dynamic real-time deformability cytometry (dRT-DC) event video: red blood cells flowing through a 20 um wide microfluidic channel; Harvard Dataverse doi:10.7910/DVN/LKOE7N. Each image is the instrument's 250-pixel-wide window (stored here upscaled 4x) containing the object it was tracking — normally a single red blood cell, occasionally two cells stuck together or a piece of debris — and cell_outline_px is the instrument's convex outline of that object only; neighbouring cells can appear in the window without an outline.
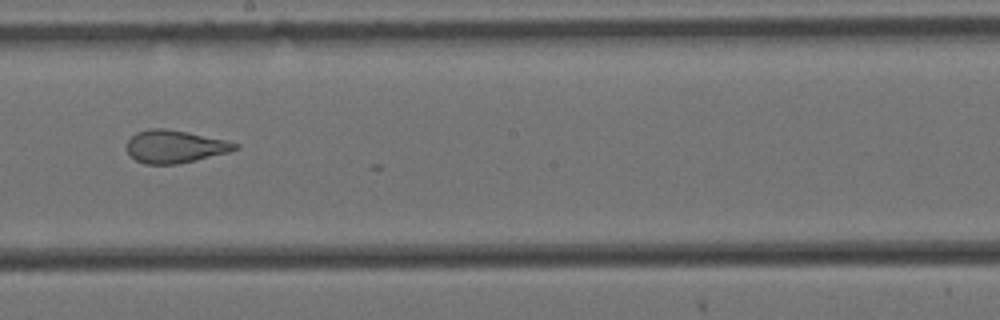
{"species": "Egyptian fruit bat (a non-hibernating species)", "species_latin": "Rousettus aegyptiacus", "temperature_condition": "cold", "stored_images_in_passage": 13, "camera_frame_rate_fps": 3000, "um_per_image_px": 0.085, "animal": {"sex": "female"}, "frame": {"image": 1, "passage_image": 7, "time_ms": 2.0, "image_size_px": [1000, 320], "cell_outline_px": [[240, 148], [228, 152], [196, 160], [176, 164], [144, 164], [136, 160], [124, 148], [128, 140], [136, 132], [148, 128], [164, 128], [188, 132], [224, 140], [240, 144]], "centroid_in_image_um": [14.83, 12.45], "position_along_channel_um": 233.4, "area_um2": 20.69}}
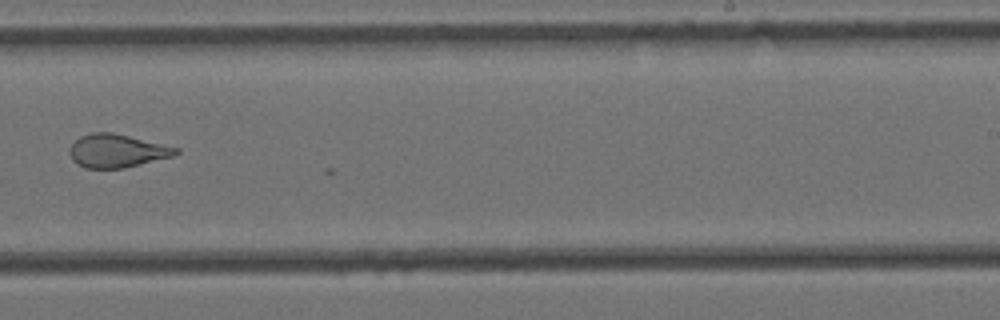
{"frame": {"image": 2, "passage_image": 8, "time_ms": 2.333, "image_size_px": [1000, 320], "cell_outline_px": [[180, 152], [176, 156], [124, 168], [84, 168], [76, 164], [72, 160], [68, 152], [68, 148], [80, 136], [92, 132], [112, 132], [180, 148]], "centroid_in_image_um": [9.94, 12.83], "position_along_channel_um": 279.1, "area_um2": 20.87}}
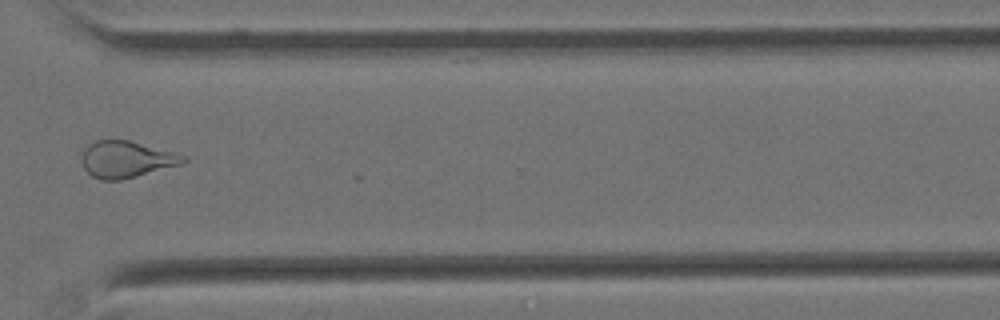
{"frame": {"image": 3, "passage_image": 10, "time_ms": 3.0, "image_size_px": [1000, 320], "cell_outline_px": [[188, 160], [180, 164], [136, 176], [120, 180], [100, 180], [92, 176], [84, 168], [80, 160], [84, 148], [88, 144], [96, 140], [128, 140], [188, 156]], "centroid_in_image_um": [10.7, 13.54], "position_along_channel_um": 359.9, "area_um2": 21.56}}